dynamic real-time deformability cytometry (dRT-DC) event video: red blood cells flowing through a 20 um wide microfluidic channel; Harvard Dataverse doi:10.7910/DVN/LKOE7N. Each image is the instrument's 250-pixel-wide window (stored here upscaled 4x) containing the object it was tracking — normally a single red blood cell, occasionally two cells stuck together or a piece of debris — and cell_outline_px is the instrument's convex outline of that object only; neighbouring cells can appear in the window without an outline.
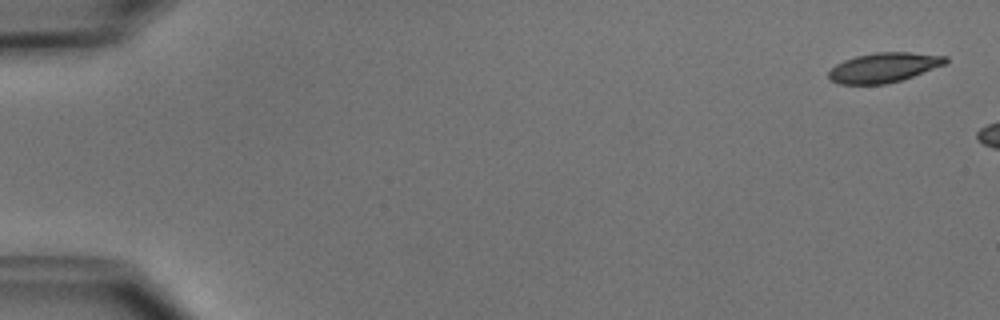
{"species": "common noctule bat (a hibernating species)", "species_latin": "Nyctalus noctula", "temperature_condition": "cold", "stored_images_in_passage": 3, "camera_frame_rate_fps": 3000, "um_per_image_px": 0.085, "animal": {"sex": "male", "body_mass_g": 15.6}, "frame": {"image": 1, "passage_image": 1, "time_ms": 0.0, "image_size_px": [1000, 320], "cell_outline_px": [[948, 60], [944, 64], [912, 76], [900, 80], [884, 84], [840, 84], [828, 80], [828, 72], [836, 64], [844, 60], [856, 56], [876, 52], [912, 52], [948, 56]], "centroid_in_image_um": [75.09, 5.73], "position_along_channel_um": 9.9, "area_um2": 20.11}}